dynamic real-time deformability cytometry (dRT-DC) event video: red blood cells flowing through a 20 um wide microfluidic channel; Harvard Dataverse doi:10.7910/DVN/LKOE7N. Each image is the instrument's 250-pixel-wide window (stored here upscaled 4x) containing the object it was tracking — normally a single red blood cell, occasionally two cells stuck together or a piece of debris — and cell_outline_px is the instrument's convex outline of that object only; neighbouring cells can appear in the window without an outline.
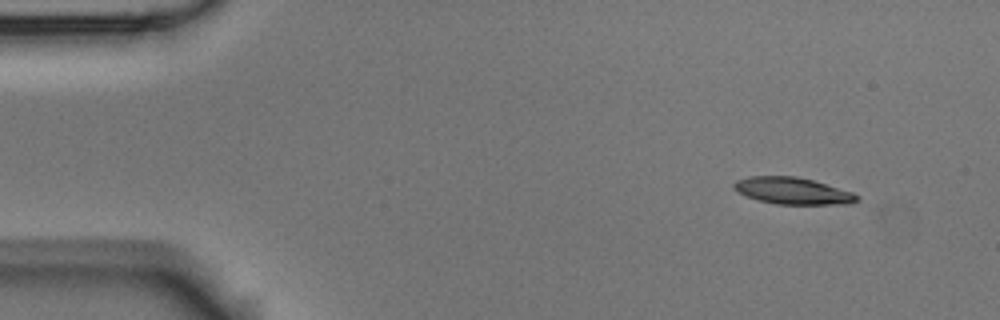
{"species": "Egyptian fruit bat (a non-hibernating species)", "species_latin": "Rousettus aegyptiacus", "temperature_condition": "room temperature", "stored_images_in_passage": 3, "camera_frame_rate_fps": 3000, "um_per_image_px": 0.085, "animal": {"sex": "male"}, "frame": {"image": 1, "passage_image": 1, "time_ms": 0.0, "image_size_px": [1000, 320], "cell_outline_px": [[860, 200], [848, 204], [776, 204], [760, 200], [748, 196], [732, 188], [732, 184], [736, 180], [748, 176], [796, 176], [812, 180], [852, 192], [860, 196]], "centroid_in_image_um": [67.38, 16.22], "position_along_channel_um": 17.6, "area_um2": 19.07}}
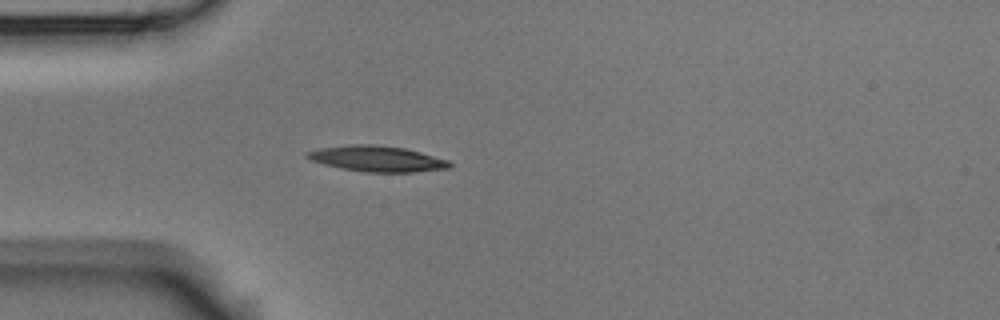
{"frame": {"image": 2, "passage_image": 3, "time_ms": 0.667, "image_size_px": [1000, 320], "cell_outline_px": [[452, 168], [416, 172], [364, 172], [340, 168], [324, 164], [312, 160], [304, 156], [308, 152], [320, 148], [348, 144], [376, 144], [404, 148], [420, 152], [448, 160], [452, 164]], "centroid_in_image_um": [32.07, 13.49], "position_along_channel_um": 52.9, "area_um2": 21.44}}